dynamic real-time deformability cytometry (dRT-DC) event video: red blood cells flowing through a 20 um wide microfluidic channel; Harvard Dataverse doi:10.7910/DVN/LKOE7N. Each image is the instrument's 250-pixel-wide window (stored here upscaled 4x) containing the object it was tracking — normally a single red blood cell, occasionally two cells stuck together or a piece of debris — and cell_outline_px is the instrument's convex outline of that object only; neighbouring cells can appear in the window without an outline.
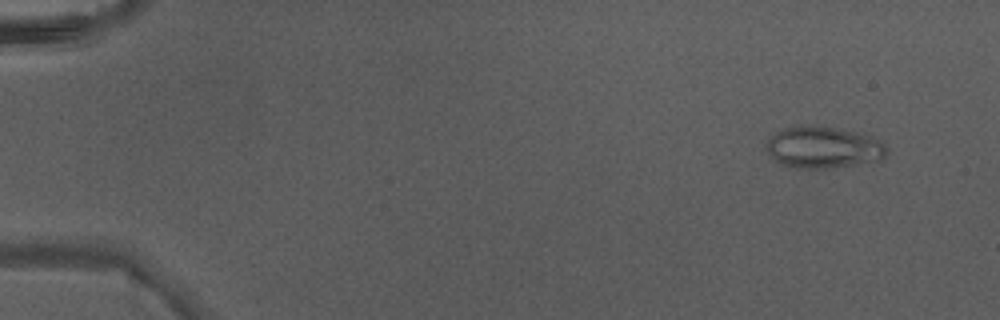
{"species": "Egyptian fruit bat (a non-hibernating species)", "species_latin": "Rousettus aegyptiacus", "temperature_condition": "warm", "stored_images_in_passage": 5, "camera_frame_rate_fps": 3000, "um_per_image_px": 0.085, "animal": {"sex": "male"}, "frame": {"image": 1, "passage_image": 2, "time_ms": 0.333, "image_size_px": [1000, 320], "cell_outline_px": [[888, 148], [884, 156], [880, 160], [832, 168], [800, 168], [780, 164], [764, 148], [764, 144], [780, 128], [800, 124], [808, 124], [856, 132], [872, 136], [880, 140]], "centroid_in_image_um": [69.95, 12.51], "position_along_channel_um": 15.1, "area_um2": 29.42}}